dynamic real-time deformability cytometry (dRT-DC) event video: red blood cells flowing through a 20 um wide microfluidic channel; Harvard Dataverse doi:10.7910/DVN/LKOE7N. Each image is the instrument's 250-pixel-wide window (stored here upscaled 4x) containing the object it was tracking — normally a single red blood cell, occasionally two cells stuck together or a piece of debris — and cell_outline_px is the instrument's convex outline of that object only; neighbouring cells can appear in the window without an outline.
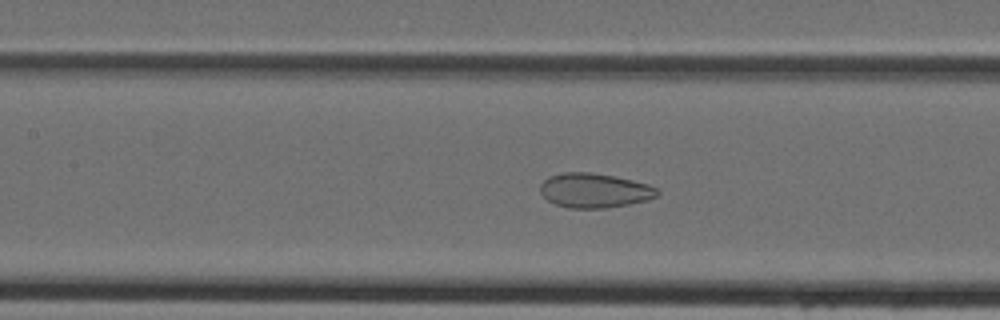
{"species": "Egyptian fruit bat (a non-hibernating species)", "species_latin": "Rousettus aegyptiacus", "temperature_condition": "cold", "stored_images_in_passage": 44, "camera_frame_rate_fps": 3000, "um_per_image_px": 0.085, "animal": {"sex": "female"}, "frame": {"image": 1, "passage_image": 19, "time_ms": 6.0, "image_size_px": [1000, 320], "cell_outline_px": [[660, 192], [656, 196], [648, 200], [628, 204], [604, 208], [568, 208], [556, 204], [548, 200], [540, 192], [540, 184], [548, 176], [564, 172], [588, 172], [616, 176], [648, 184], [656, 188]], "centroid_in_image_um": [50.52, 16.18], "position_along_channel_um": 156.9, "area_um2": 23.52}}
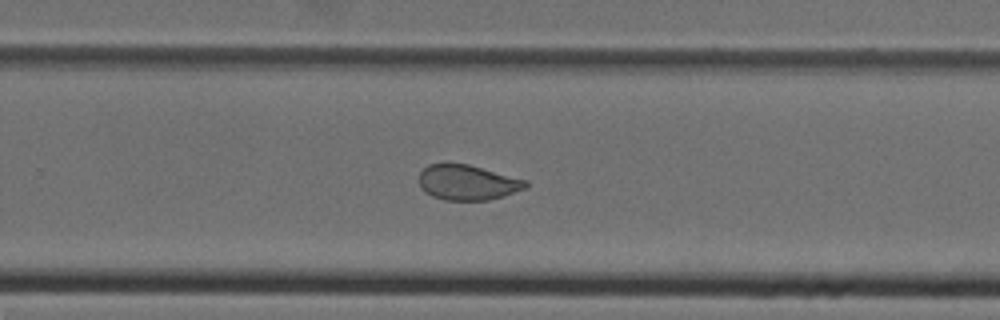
{"frame": {"image": 2, "passage_image": 28, "time_ms": 9.0, "image_size_px": [1000, 320], "cell_outline_px": [[528, 188], [504, 196], [488, 200], [444, 200], [432, 196], [420, 188], [420, 172], [428, 164], [468, 164], [528, 180]], "centroid_in_image_um": [39.78, 15.52], "position_along_channel_um": 290.0, "area_um2": 21.91}}
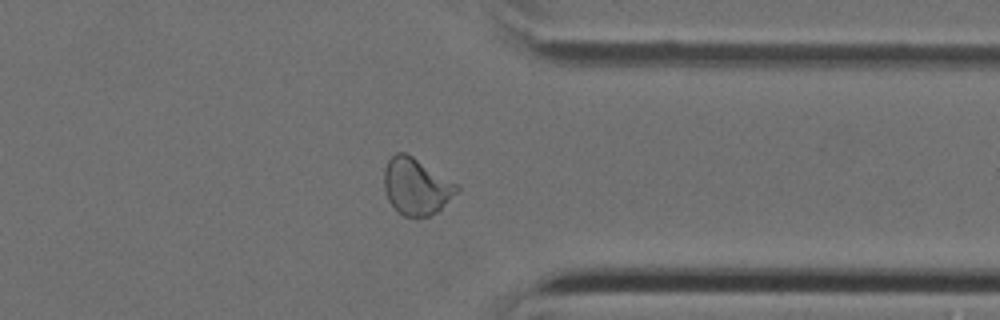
{"frame": {"image": 3, "passage_image": 34, "time_ms": 11.0, "image_size_px": [1000, 320], "cell_outline_px": [[460, 188], [436, 212], [428, 216], [404, 216], [388, 200], [384, 188], [384, 168], [388, 160], [396, 152], [404, 152], [412, 156], [456, 184]], "centroid_in_image_um": [35.33, 15.83], "position_along_channel_um": 376.1, "area_um2": 23.29}}